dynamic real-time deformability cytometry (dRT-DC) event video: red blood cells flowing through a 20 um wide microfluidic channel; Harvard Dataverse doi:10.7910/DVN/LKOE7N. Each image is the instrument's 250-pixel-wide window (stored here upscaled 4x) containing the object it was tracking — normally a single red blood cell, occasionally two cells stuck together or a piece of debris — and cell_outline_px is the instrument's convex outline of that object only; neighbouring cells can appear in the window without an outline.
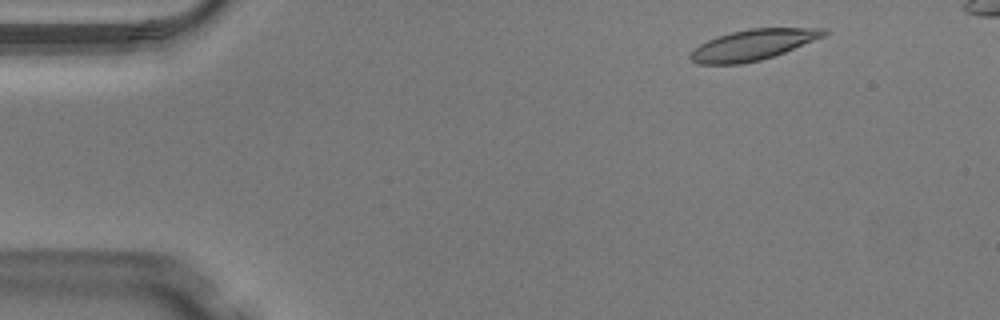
{"species": "Egyptian fruit bat (a non-hibernating species)", "species_latin": "Rousettus aegyptiacus", "temperature_condition": "warm", "stored_images_in_passage": 46, "camera_frame_rate_fps": 3000, "um_per_image_px": 0.085, "animal": {"sex": "male"}, "frame": {"image": 1, "passage_image": 4, "time_ms": 1.0, "image_size_px": [1000, 320], "cell_outline_px": [[828, 32], [824, 36], [784, 52], [760, 60], [740, 64], [700, 64], [692, 60], [688, 56], [700, 44], [716, 36], [748, 28], [828, 28]], "centroid_in_image_um": [64.0, 3.8], "position_along_channel_um": 21.0, "area_um2": 23.58}}
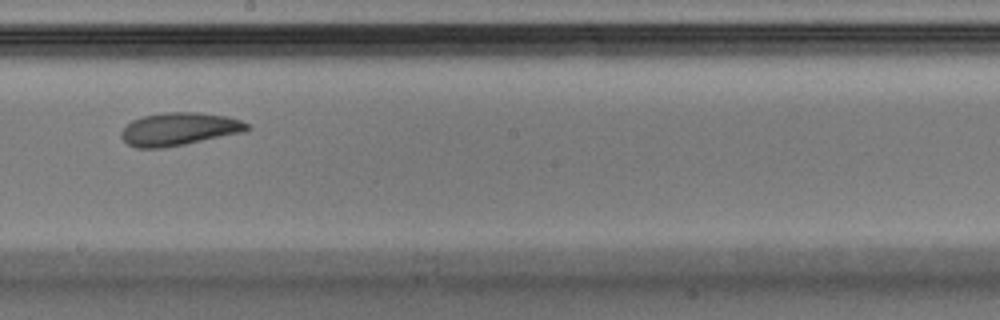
{"frame": {"image": 2, "passage_image": 26, "time_ms": 8.333, "image_size_px": [1000, 320], "cell_outline_px": [[252, 128], [244, 132], [164, 148], [136, 148], [128, 144], [120, 136], [120, 132], [132, 120], [144, 116], [164, 112], [200, 112], [228, 116], [240, 120], [248, 124]], "centroid_in_image_um": [15.24, 10.96], "position_along_channel_um": 233.0, "area_um2": 24.16}}
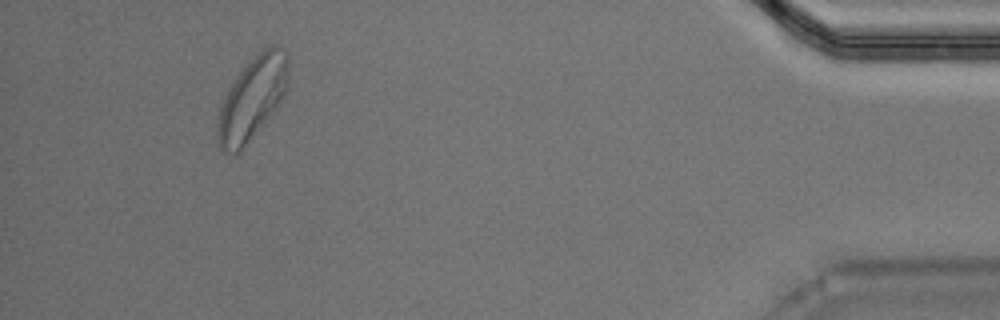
{"frame": {"image": 3, "passage_image": 44, "time_ms": 14.333, "image_size_px": [1000, 320], "cell_outline_px": [[288, 80], [284, 96], [272, 112], [244, 148], [236, 156], [224, 152], [220, 148], [216, 140], [216, 128], [220, 108], [224, 96], [228, 88], [236, 76], [248, 60], [264, 48], [272, 44], [288, 52]], "centroid_in_image_um": [21.41, 8.38], "position_along_channel_um": 413.8, "area_um2": 34.39}}